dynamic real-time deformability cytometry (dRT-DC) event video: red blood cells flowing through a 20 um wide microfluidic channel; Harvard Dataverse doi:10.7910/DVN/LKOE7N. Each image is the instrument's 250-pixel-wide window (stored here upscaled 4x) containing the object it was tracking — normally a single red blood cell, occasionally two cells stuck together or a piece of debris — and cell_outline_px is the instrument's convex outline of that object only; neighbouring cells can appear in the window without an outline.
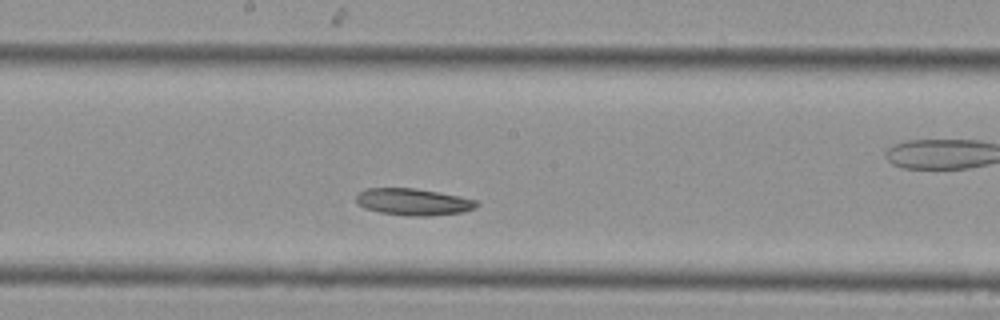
{"species": "Egyptian fruit bat (a non-hibernating species)", "species_latin": "Rousettus aegyptiacus", "temperature_condition": "cold", "stored_images_in_passage": 19, "camera_frame_rate_fps": 3000, "um_per_image_px": 0.085, "animal": {"sex": "female"}, "frame": {"image": 1, "passage_image": 14, "time_ms": 4.333, "image_size_px": [1000, 320], "cell_outline_px": [[480, 204], [476, 208], [464, 212], [428, 216], [408, 216], [380, 212], [364, 208], [356, 204], [356, 196], [360, 192], [368, 188], [412, 188], [436, 192], [476, 200]], "centroid_in_image_um": [35.12, 17.17], "position_along_channel_um": 213.1, "area_um2": 18.73}}